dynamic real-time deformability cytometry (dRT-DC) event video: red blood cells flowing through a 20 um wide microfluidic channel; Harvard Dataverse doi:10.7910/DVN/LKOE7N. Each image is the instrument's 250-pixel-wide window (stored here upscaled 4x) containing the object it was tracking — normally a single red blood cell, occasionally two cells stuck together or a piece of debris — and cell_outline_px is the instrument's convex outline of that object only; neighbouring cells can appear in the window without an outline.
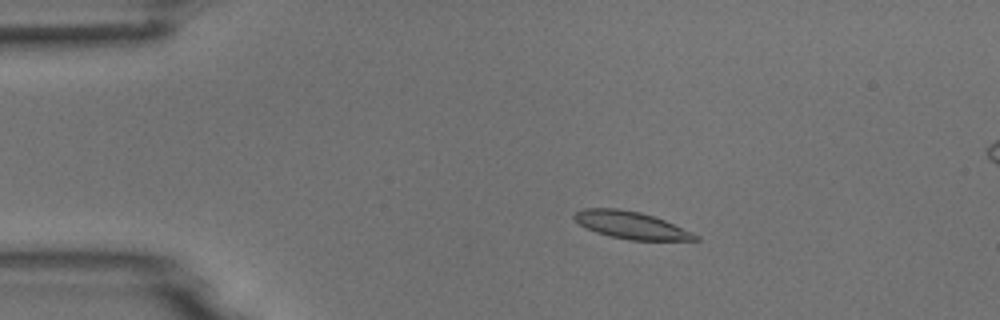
{"species": "common noctule bat (a hibernating species)", "species_latin": "Nyctalus noctula", "temperature_condition": "room temperature", "stored_images_in_passage": 5, "camera_frame_rate_fps": 3000, "um_per_image_px": 0.085, "animal": {"sex": "male", "body_mass_g": 18.8}, "frame": {"image": 1, "passage_image": 3, "time_ms": 0.667, "image_size_px": [1000, 320], "cell_outline_px": [[700, 240], [628, 240], [596, 232], [580, 224], [572, 216], [576, 212], [584, 208], [616, 208], [640, 212], [664, 220], [692, 232], [700, 236]], "centroid_in_image_um": [53.65, 19.14], "position_along_channel_um": 31.3, "area_um2": 18.96}}